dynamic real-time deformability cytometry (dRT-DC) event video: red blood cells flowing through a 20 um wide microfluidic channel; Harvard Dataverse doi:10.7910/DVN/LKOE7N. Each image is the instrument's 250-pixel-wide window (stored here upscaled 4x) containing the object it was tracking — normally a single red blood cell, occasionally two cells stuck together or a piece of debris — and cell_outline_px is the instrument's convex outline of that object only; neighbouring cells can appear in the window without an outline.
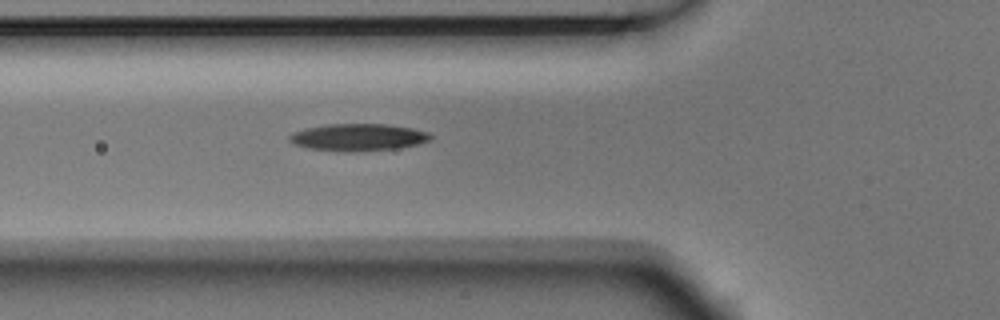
{"species": "Egyptian fruit bat (a non-hibernating species)", "species_latin": "Rousettus aegyptiacus", "temperature_condition": "room temperature", "stored_images_in_passage": 5, "camera_frame_rate_fps": 3000, "um_per_image_px": 0.085, "animal": {"sex": "male"}, "frame": {"image": 1, "passage_image": 5, "time_ms": 1.333, "image_size_px": [1000, 320], "cell_outline_px": [[432, 140], [420, 144], [400, 148], [356, 152], [344, 152], [308, 148], [296, 144], [288, 140], [288, 136], [292, 132], [304, 128], [328, 124], [384, 124], [412, 128], [428, 132], [432, 136]], "centroid_in_image_um": [30.46, 11.67], "position_along_channel_um": 95.3, "area_um2": 22.6}}